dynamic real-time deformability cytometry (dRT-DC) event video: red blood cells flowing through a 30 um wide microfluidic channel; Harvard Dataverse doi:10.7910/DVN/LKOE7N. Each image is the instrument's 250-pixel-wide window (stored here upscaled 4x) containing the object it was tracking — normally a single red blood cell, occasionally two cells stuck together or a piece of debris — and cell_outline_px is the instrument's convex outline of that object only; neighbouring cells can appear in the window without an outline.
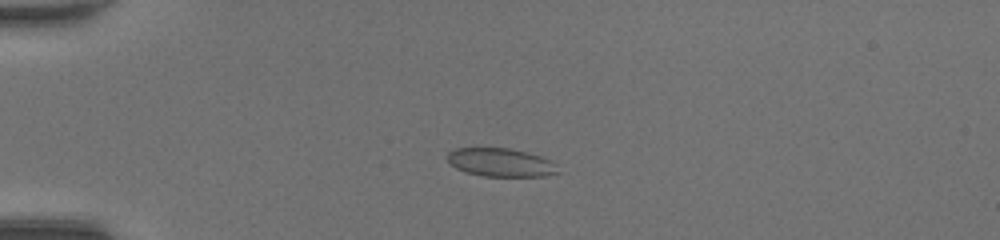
{"species": "common noctule bat (a hibernating species)", "species_latin": "Nyctalus noctula", "temperature_condition": "room temperature", "stored_images_in_passage": 48, "camera_frame_rate_fps": 3000, "um_per_image_px": 0.085, "animal": {"sex": "female", "body_mass_g": 20.0, "forearm_length_mm": 54.0}, "frame": {"image": 1, "passage_image": 13, "time_ms": 4.0, "image_size_px": [1000, 240], "cell_outline_px": [[560, 172], [544, 176], [484, 176], [468, 172], [456, 168], [444, 156], [448, 152], [456, 148], [508, 148], [528, 152], [540, 156], [548, 160]], "centroid_in_image_um": [42.51, 13.8], "position_along_channel_um": 42.5, "area_um2": 18.03}}
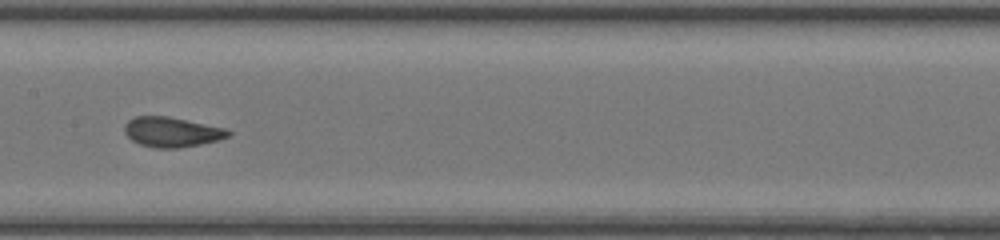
{"frame": {"image": 2, "passage_image": 26, "time_ms": 8.333, "image_size_px": [1000, 240], "cell_outline_px": [[232, 132], [228, 136], [216, 140], [200, 144], [180, 148], [156, 148], [140, 144], [132, 140], [124, 132], [124, 124], [128, 120], [136, 116], [168, 116], [224, 128]], "centroid_in_image_um": [14.56, 11.22], "position_along_channel_um": 192.8, "area_um2": 17.92}}
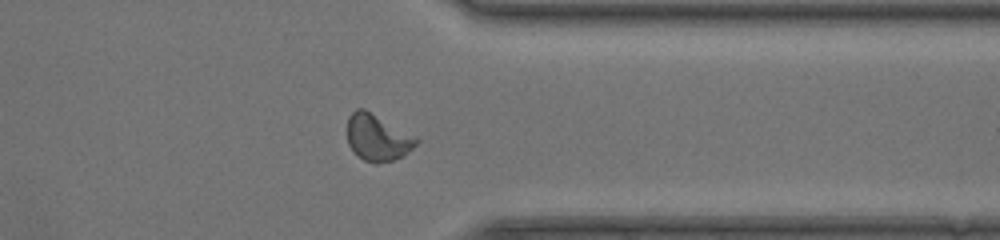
{"frame": {"image": 3, "passage_image": 39, "time_ms": 12.667, "image_size_px": [1000, 240], "cell_outline_px": [[420, 140], [408, 152], [392, 160], [376, 164], [364, 160], [348, 144], [348, 116], [356, 108], [364, 108]], "centroid_in_image_um": [32.05, 11.69], "position_along_channel_um": 379.3, "area_um2": 18.15}, "authors_computed_cell_mechanics": {"area_um2": 18.2648, "velocity_mm_per_s": 4.3848, "shape_relaxation_time_tau1_ms": 7.2918, "shape_relaxation_time_tau2_ms": null, "deformation_change_tau1": 0.1746, "deformation_change_tau2": null}}